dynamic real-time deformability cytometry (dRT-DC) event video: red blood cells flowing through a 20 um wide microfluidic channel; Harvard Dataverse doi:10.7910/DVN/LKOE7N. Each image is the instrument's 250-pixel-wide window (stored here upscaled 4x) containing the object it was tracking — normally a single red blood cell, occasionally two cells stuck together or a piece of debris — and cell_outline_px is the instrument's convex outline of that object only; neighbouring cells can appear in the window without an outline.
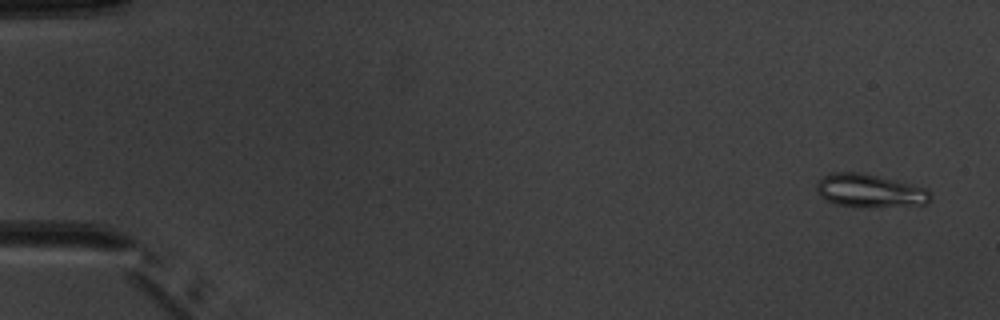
{"species": "common noctule bat (a hibernating species)", "species_latin": "Nyctalus noctula", "temperature_condition": "warm", "stored_images_in_passage": 2, "camera_frame_rate_fps": 3000, "um_per_image_px": 0.085, "animal": {"sex": "male", "body_mass_g": 20.1, "forearm_length_mm": 53.5}, "frame": {"image": 1, "passage_image": 2, "time_ms": 2.0, "image_size_px": [1000, 320], "cell_outline_px": [[928, 204], [868, 208], [856, 208], [836, 204], [824, 200], [816, 192], [816, 184], [828, 172], [860, 172], [880, 176], [928, 188]], "centroid_in_image_um": [73.87, 16.23], "position_along_channel_um": 11.1, "area_um2": 22.48}}